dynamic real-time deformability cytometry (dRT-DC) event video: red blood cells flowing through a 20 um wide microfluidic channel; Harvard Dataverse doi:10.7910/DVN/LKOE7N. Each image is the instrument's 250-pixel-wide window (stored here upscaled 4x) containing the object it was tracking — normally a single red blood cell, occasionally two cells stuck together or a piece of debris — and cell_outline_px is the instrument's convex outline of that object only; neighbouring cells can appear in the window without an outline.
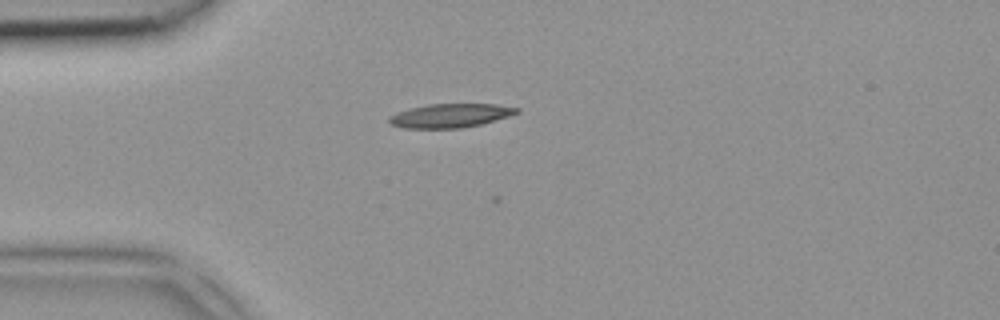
{"species": "common noctule bat (a hibernating species)", "species_latin": "Nyctalus noctula", "temperature_condition": "room temperature", "stored_images_in_passage": 4, "camera_frame_rate_fps": 3000, "um_per_image_px": 0.085, "animal": {"sex": "female", "body_mass_g": 18.4}, "frame": {"image": 1, "passage_image": 3, "time_ms": 0.667, "image_size_px": [1000, 320], "cell_outline_px": [[520, 112], [508, 116], [480, 124], [460, 128], [404, 128], [392, 124], [388, 120], [388, 116], [396, 112], [408, 108], [428, 104], [496, 104], [520, 108]], "centroid_in_image_um": [38.25, 9.81], "position_along_channel_um": 46.8, "area_um2": 17.69}}